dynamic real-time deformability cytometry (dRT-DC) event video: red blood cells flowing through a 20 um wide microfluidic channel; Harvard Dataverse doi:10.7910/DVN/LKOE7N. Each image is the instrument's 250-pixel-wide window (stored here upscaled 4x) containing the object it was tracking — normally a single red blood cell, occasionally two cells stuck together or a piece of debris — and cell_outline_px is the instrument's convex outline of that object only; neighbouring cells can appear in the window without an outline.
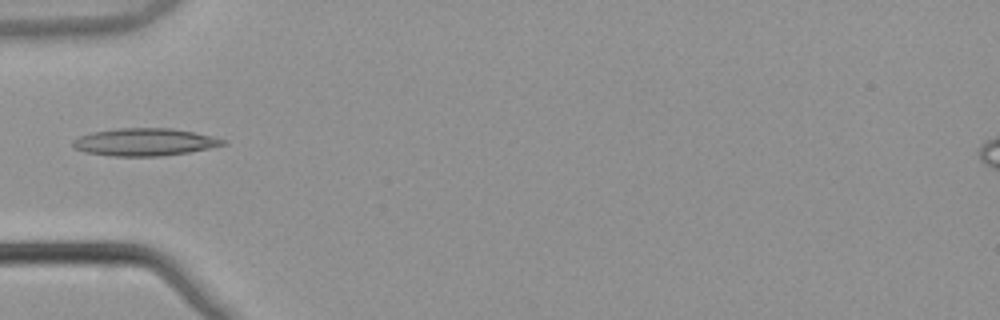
{"species": "common noctule bat (a hibernating species)", "species_latin": "Nyctalus noctula", "temperature_condition": "warm", "stored_images_in_passage": 5, "camera_frame_rate_fps": 3000, "um_per_image_px": 0.085, "animal": {"sex": "male", "body_mass_g": 21.5, "forearm_length_mm": 52.0}, "frame": {"image": 1, "passage_image": 4, "time_ms": 1.0, "image_size_px": [1000, 320], "cell_outline_px": [[228, 144], [188, 152], [164, 156], [112, 156], [84, 152], [72, 148], [72, 140], [80, 136], [92, 132], [120, 128], [172, 128], [212, 136], [228, 140]], "centroid_in_image_um": [12.28, 12.08], "position_along_channel_um": 72.7, "area_um2": 24.16}}
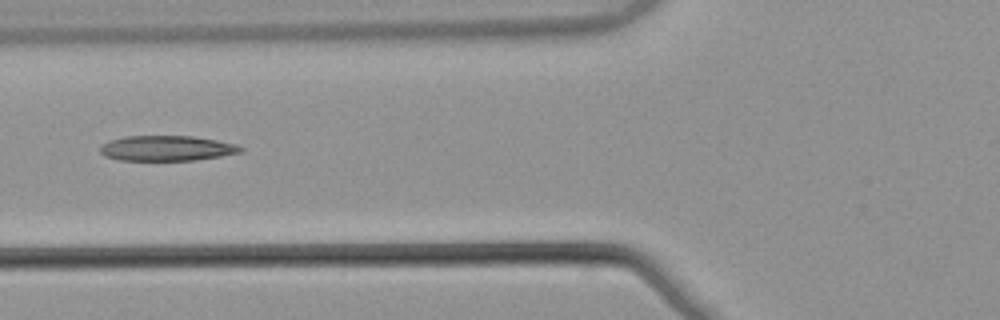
{"frame": {"image": 2, "passage_image": 5, "time_ms": 1.333, "image_size_px": [1000, 320], "cell_outline_px": [[244, 152], [220, 156], [192, 160], [120, 160], [104, 156], [100, 152], [100, 144], [108, 140], [124, 136], [192, 136], [216, 140], [236, 144], [244, 148]], "centroid_in_image_um": [14.15, 12.59], "position_along_channel_um": 111.7, "area_um2": 20.75}}